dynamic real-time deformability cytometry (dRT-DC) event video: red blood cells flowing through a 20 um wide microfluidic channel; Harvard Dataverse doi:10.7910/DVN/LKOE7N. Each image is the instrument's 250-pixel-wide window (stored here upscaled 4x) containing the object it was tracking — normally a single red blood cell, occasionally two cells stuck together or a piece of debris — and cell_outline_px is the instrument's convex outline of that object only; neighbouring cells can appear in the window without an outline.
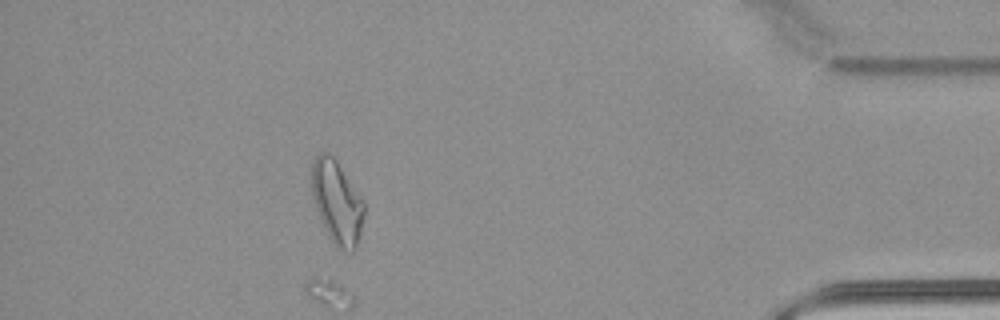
{"species": "common noctule bat (a hibernating species)", "species_latin": "Nyctalus noctula", "temperature_condition": "warm", "stored_images_in_passage": 41, "camera_frame_rate_fps": 3000, "um_per_image_px": 0.085, "animal": {"sex": "male", "body_mass_g": 21.5, "forearm_length_mm": 52.0}, "frame": {"image": 1, "passage_image": 36, "time_ms": 11.667, "image_size_px": [1000, 320], "cell_outline_px": [[364, 216], [356, 248], [352, 252], [344, 252], [336, 248], [328, 236], [316, 208], [312, 196], [312, 164], [316, 156], [320, 152], [328, 152], [336, 160], [364, 200]], "centroid_in_image_um": [28.65, 17.21], "position_along_channel_um": 406.5, "area_um2": 25.43}}